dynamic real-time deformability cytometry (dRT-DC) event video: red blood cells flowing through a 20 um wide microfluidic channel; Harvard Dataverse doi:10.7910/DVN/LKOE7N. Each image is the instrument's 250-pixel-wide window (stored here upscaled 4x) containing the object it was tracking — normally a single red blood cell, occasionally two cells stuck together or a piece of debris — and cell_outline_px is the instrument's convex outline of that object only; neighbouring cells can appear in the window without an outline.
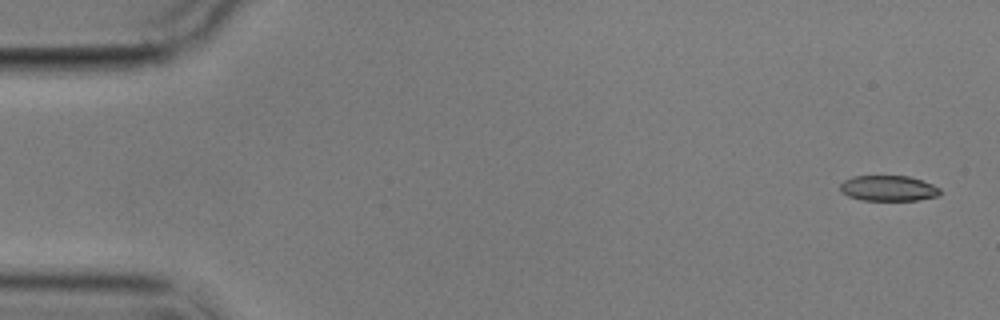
{"species": "common noctule bat (a hibernating species)", "species_latin": "Nyctalus noctula", "temperature_condition": "cold", "stored_images_in_passage": 14, "camera_frame_rate_fps": 3000, "um_per_image_px": 0.085, "animal": {"sex": "male", "body_mass_g": 17.9}, "frame": {"image": 1, "passage_image": 1, "time_ms": 0.0, "image_size_px": [1000, 320], "cell_outline_px": [[940, 192], [936, 196], [920, 200], [860, 200], [848, 196], [840, 192], [840, 184], [844, 180], [852, 176], [908, 176], [932, 184], [940, 188]], "centroid_in_image_um": [75.47, 16.0], "position_along_channel_um": 9.5, "area_um2": 14.85}}
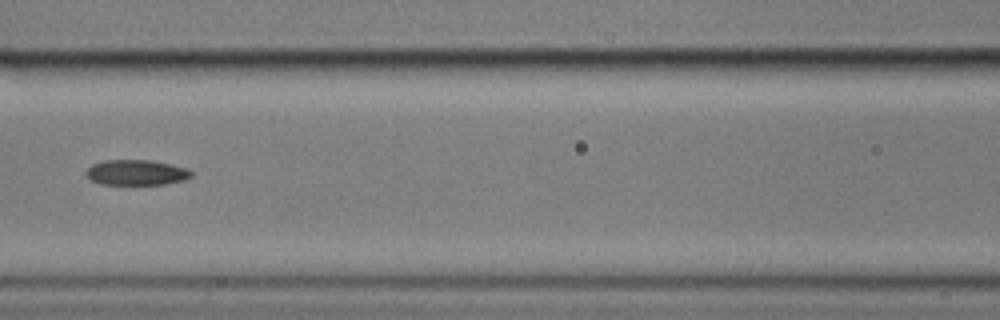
{"frame": {"image": 2, "passage_image": 6, "time_ms": 7.667, "image_size_px": [1000, 320], "cell_outline_px": [[192, 176], [184, 180], [164, 184], [100, 184], [92, 180], [84, 172], [92, 164], [104, 160], [148, 160], [188, 168], [192, 172]], "centroid_in_image_um": [11.58, 14.66], "position_along_channel_um": 155.0, "area_um2": 15.43}}
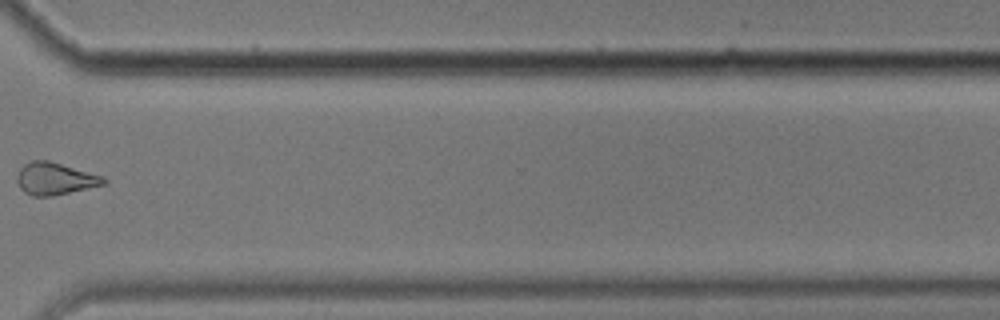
{"frame": {"image": 3, "passage_image": 11, "time_ms": 13.667, "image_size_px": [1000, 320], "cell_outline_px": [[108, 184], [52, 196], [32, 196], [24, 192], [20, 188], [16, 180], [16, 176], [20, 168], [24, 164], [32, 160], [48, 160], [104, 176], [108, 180]], "centroid_in_image_um": [4.69, 15.19], "position_along_channel_um": 365.9, "area_um2": 16.47}, "authors_computed_cell_mechanics": {"area_um2": 16.0684, "velocity_mm_per_s": 3.5162, "shape_relaxation_time_tau1_ms": 6.0269, "shape_relaxation_time_tau2_ms": null, "deformation_change_tau1": 0.1237, "deformation_change_tau2": null}}